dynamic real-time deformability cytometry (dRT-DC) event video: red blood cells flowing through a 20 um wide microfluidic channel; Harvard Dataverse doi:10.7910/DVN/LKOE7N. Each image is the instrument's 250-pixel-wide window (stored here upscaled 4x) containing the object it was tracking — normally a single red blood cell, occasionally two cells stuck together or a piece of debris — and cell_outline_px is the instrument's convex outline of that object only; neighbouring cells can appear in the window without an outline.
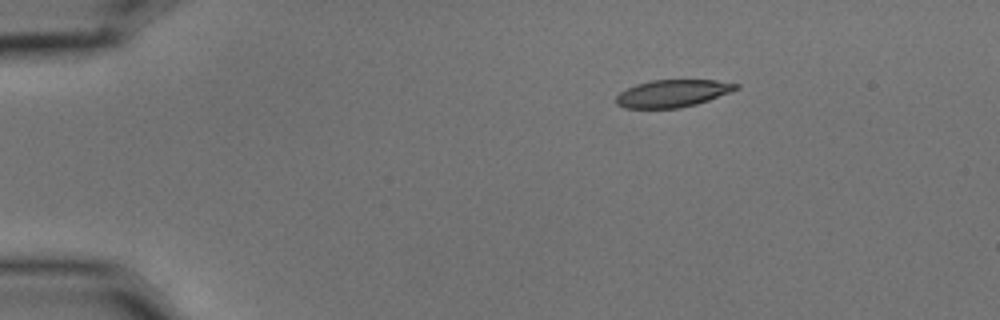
{"species": "common noctule bat (a hibernating species)", "species_latin": "Nyctalus noctula", "temperature_condition": "cold", "stored_images_in_passage": 4, "camera_frame_rate_fps": 3000, "um_per_image_px": 0.085, "animal": {"sex": "male", "body_mass_g": 15.6}, "frame": {"image": 1, "passage_image": 1, "time_ms": 0.0, "image_size_px": [1000, 320], "cell_outline_px": [[740, 88], [708, 100], [696, 104], [676, 108], [624, 108], [616, 104], [616, 96], [620, 92], [636, 84], [652, 80], [716, 80], [740, 84]], "centroid_in_image_um": [57.17, 7.93], "position_along_channel_um": 27.8, "area_um2": 19.02}}
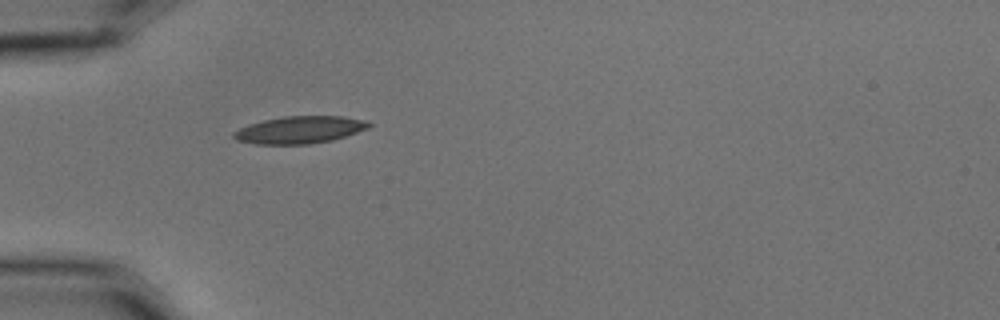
{"frame": {"image": 2, "passage_image": 3, "time_ms": 0.667, "image_size_px": [1000, 320], "cell_outline_px": [[372, 124], [368, 128], [332, 140], [308, 144], [256, 144], [236, 140], [232, 136], [232, 132], [248, 124], [264, 120], [284, 116], [344, 116], [364, 120]], "centroid_in_image_um": [25.44, 11.03], "position_along_channel_um": 59.6, "area_um2": 21.39}}
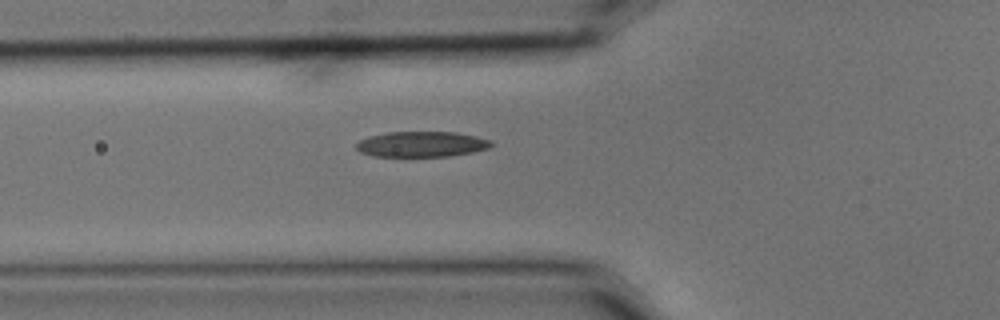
{"frame": {"image": 3, "passage_image": 4, "time_ms": 1.0, "image_size_px": [1000, 320], "cell_outline_px": [[492, 144], [488, 148], [472, 152], [448, 156], [372, 156], [360, 152], [356, 148], [356, 144], [360, 140], [368, 136], [388, 132], [456, 132], [476, 136], [492, 140]], "centroid_in_image_um": [35.82, 12.25], "position_along_channel_um": 90.0, "area_um2": 20.0}}